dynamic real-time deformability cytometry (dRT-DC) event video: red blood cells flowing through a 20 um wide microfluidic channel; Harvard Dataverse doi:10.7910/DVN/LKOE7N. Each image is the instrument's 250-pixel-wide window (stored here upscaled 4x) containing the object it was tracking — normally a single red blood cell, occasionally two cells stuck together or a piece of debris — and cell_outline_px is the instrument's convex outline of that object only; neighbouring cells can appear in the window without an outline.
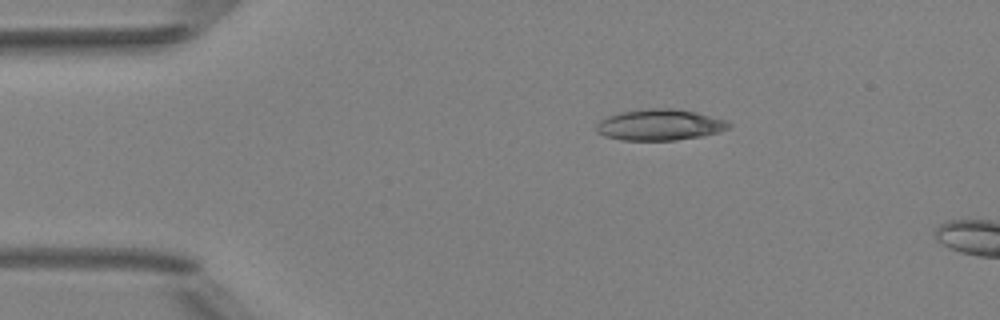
{"species": "Egyptian fruit bat (a non-hibernating species)", "species_latin": "Rousettus aegyptiacus", "temperature_condition": "room temperature", "stored_images_in_passage": 2, "camera_frame_rate_fps": 3000, "um_per_image_px": 0.085, "animal": {"sex": "female"}, "frame": {"image": 1, "passage_image": 1, "time_ms": 0.0, "image_size_px": [1000, 320], "cell_outline_px": [[732, 124], [728, 128], [720, 132], [700, 136], [676, 140], [620, 140], [604, 136], [596, 132], [596, 124], [600, 120], [608, 116], [620, 112], [644, 108], [672, 108], [696, 112], [728, 120]], "centroid_in_image_um": [56.07, 10.6], "position_along_channel_um": 28.9, "area_um2": 24.22}}